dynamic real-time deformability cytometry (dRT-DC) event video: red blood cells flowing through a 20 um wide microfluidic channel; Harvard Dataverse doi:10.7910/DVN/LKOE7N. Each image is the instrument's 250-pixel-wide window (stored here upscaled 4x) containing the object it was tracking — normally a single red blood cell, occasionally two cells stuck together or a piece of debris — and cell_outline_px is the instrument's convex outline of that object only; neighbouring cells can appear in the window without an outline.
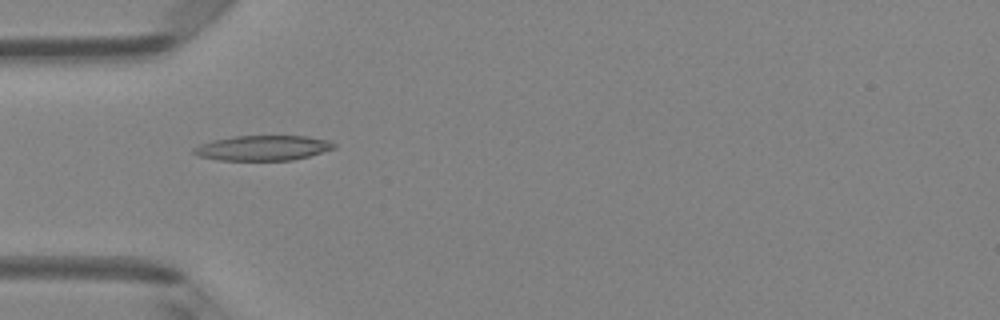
{"species": "Egyptian fruit bat (a non-hibernating species)", "species_latin": "Rousettus aegyptiacus", "temperature_condition": "room temperature", "stored_images_in_passage": 34, "camera_frame_rate_fps": 3000, "um_per_image_px": 0.085, "animal": {"sex": "female"}, "frame": {"image": 1, "passage_image": 1, "time_ms": 0.0, "image_size_px": [1000, 320], "cell_outline_px": [[336, 148], [308, 156], [292, 160], [216, 160], [200, 156], [192, 152], [192, 148], [200, 144], [212, 140], [236, 136], [308, 136], [328, 140], [336, 144]], "centroid_in_image_um": [22.34, 12.57], "position_along_channel_um": 62.7, "area_um2": 20.46}}
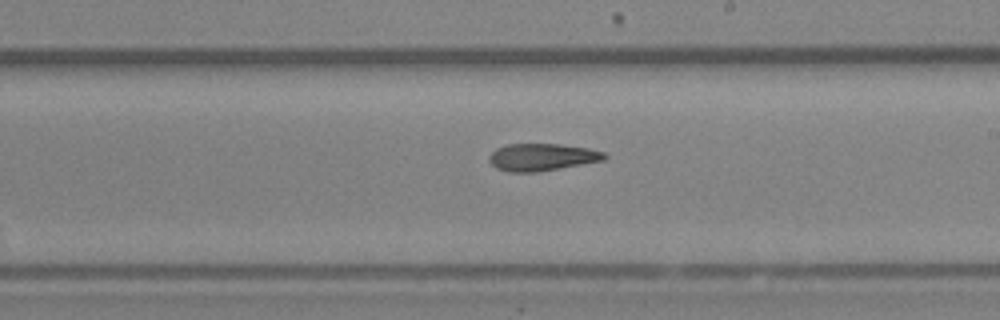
{"frame": {"image": 2, "passage_image": 14, "time_ms": 4.333, "image_size_px": [1000, 320], "cell_outline_px": [[608, 156], [604, 160], [536, 172], [508, 172], [496, 168], [488, 160], [488, 156], [496, 148], [508, 144], [560, 144], [588, 148], [604, 152]], "centroid_in_image_um": [46.04, 13.35], "position_along_channel_um": 243.0, "area_um2": 18.26}}
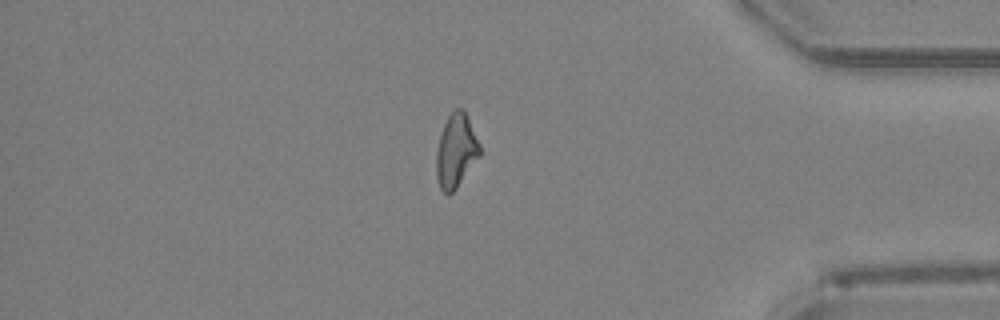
{"frame": {"image": 3, "passage_image": 27, "time_ms": 8.667, "image_size_px": [1000, 320], "cell_outline_px": [[480, 156], [456, 188], [448, 196], [440, 188], [436, 176], [436, 152], [440, 136], [444, 124], [448, 116], [456, 108], [464, 108], [480, 144]], "centroid_in_image_um": [38.76, 12.82], "position_along_channel_um": 396.4, "area_um2": 18.61}, "authors_computed_cell_mechanics": {"area_um2": 18.4671, "velocity_mm_per_s": 4.2054, "shape_relaxation_time_tau1_ms": null, "shape_relaxation_time_tau2_ms": 5.0155, "deformation_change_tau1": null, "deformation_change_tau2": 0.1601}}